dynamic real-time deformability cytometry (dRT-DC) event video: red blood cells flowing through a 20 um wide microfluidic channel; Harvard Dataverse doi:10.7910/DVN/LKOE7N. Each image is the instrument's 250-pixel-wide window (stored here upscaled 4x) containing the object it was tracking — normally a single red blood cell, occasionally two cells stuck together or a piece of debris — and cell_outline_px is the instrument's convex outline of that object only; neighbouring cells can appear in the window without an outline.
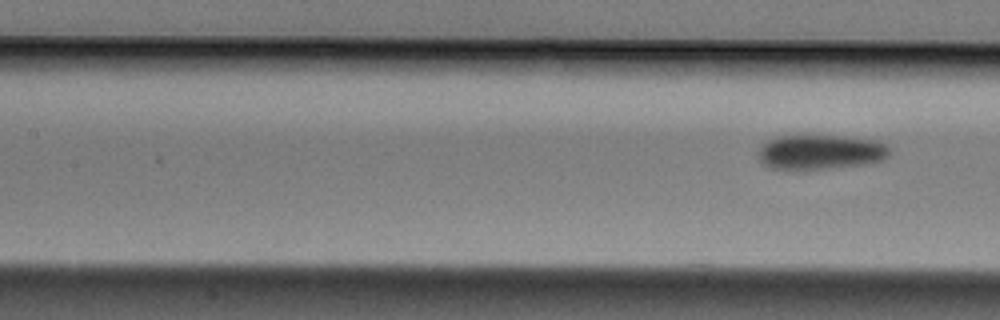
{"species": "Egyptian fruit bat (a non-hibernating species)", "species_latin": "Rousettus aegyptiacus", "temperature_condition": "cold", "stored_images_in_passage": 8, "segment_of_instrument_passage": [2, 2], "camera_frame_rate_fps": 3000, "um_per_image_px": 0.085, "animal": {"sex": "male"}, "frame": {"image": 1, "passage_image": 8, "time_ms": 2.333, "image_size_px": [1000, 320], "cell_outline_px": [[892, 152], [884, 160], [864, 164], [820, 168], [772, 168], [764, 164], [760, 160], [756, 152], [768, 140], [776, 136], [844, 136], [880, 140], [892, 148]], "centroid_in_image_um": [69.81, 12.89], "position_along_channel_um": 137.6, "area_um2": 26.41}}